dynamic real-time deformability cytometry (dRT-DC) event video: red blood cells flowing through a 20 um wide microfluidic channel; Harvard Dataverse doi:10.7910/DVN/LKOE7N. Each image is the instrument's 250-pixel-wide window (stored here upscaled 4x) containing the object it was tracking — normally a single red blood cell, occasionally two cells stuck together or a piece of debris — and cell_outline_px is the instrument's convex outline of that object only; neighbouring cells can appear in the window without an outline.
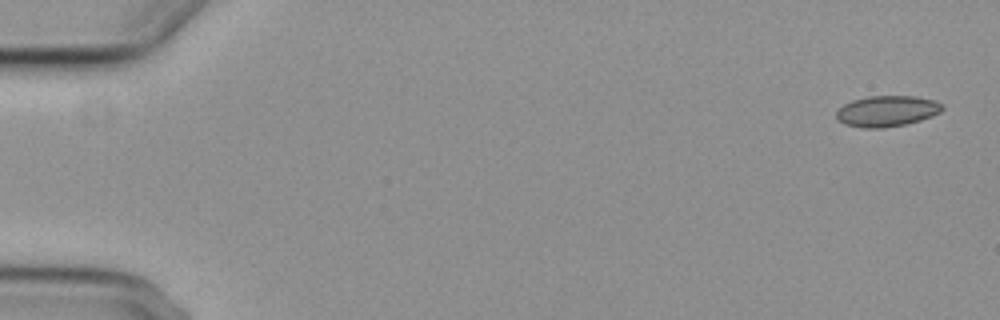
{"species": "common noctule bat (a hibernating species)", "species_latin": "Nyctalus noctula", "temperature_condition": "cold", "stored_images_in_passage": 5, "camera_frame_rate_fps": 3000, "um_per_image_px": 0.085, "animal": {"sex": "female", "body_mass_g": 29.2, "forearm_length_mm": 56.3}, "frame": {"image": 1, "passage_image": 1, "time_ms": 0.0, "image_size_px": [1000, 320], "cell_outline_px": [[944, 108], [940, 112], [932, 116], [920, 120], [904, 124], [884, 128], [864, 128], [844, 124], [836, 120], [836, 112], [844, 104], [852, 100], [868, 96], [916, 96], [936, 100], [944, 104]], "centroid_in_image_um": [75.4, 9.44], "position_along_channel_um": 9.6, "area_um2": 19.25}}
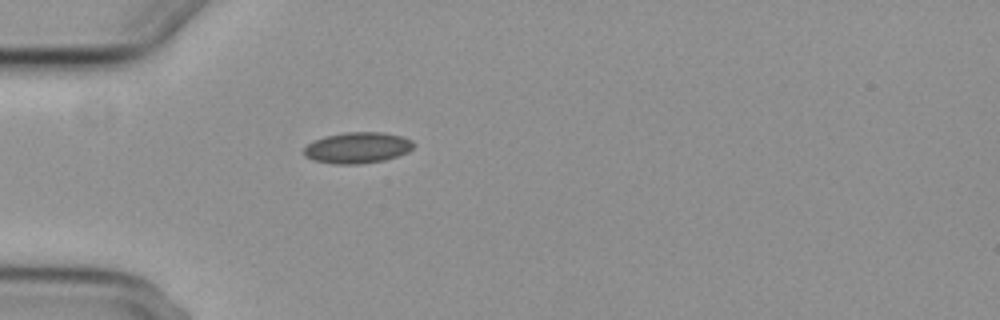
{"frame": {"image": 2, "passage_image": 5, "time_ms": 5.0, "image_size_px": [1000, 320], "cell_outline_px": [[416, 144], [408, 152], [384, 160], [360, 164], [332, 164], [312, 160], [304, 156], [304, 148], [308, 144], [324, 136], [344, 132], [384, 132], [400, 136], [412, 140]], "centroid_in_image_um": [30.38, 12.56], "position_along_channel_um": 54.6, "area_um2": 19.94}}